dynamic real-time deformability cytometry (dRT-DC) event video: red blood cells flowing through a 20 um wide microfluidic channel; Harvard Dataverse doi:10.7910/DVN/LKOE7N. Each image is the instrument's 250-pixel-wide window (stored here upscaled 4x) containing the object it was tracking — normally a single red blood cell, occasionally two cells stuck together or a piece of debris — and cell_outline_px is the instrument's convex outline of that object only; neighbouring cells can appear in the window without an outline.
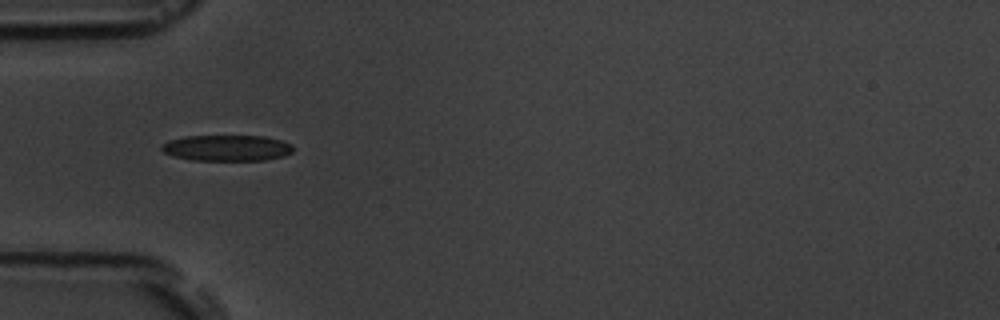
{"species": "common noctule bat (a hibernating species)", "species_latin": "Nyctalus noctula", "temperature_condition": "room temperature", "stored_images_in_passage": 1, "camera_frame_rate_fps": 3000, "um_per_image_px": 0.085, "animal": {"sex": "male", "body_mass_g": 19.5, "forearm_length_mm": 54.6}, "frame": {"image": 1, "passage_image": 1, "time_ms": 0.0, "image_size_px": [1000, 320], "cell_outline_px": [[292, 152], [284, 156], [264, 160], [192, 160], [172, 156], [164, 152], [160, 148], [160, 144], [168, 140], [184, 136], [264, 136], [280, 140], [292, 144]], "centroid_in_image_um": [19.24, 12.57], "position_along_channel_um": 65.8, "area_um2": 20.0}}